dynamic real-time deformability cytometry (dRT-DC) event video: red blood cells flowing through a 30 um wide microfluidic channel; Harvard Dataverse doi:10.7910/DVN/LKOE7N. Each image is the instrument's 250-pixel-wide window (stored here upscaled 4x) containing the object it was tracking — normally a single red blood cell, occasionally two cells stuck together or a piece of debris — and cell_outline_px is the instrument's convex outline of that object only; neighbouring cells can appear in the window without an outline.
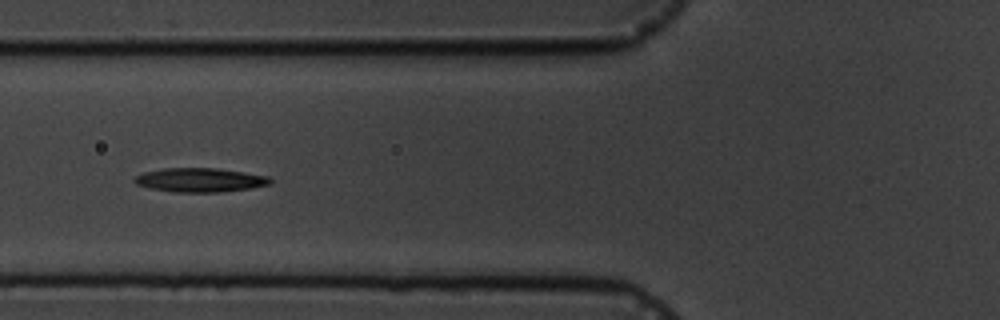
{"species": "common noctule bat (a hibernating species)", "species_latin": "Nyctalus noctula", "temperature_condition": "cold", "stored_images_in_passage": 14, "camera_frame_rate_fps": 3000, "um_per_image_px": 0.085, "animal": {"sex": "male", "body_mass_g": 19.5, "forearm_length_mm": 54.6}, "frame": {"image": 1, "passage_image": 5, "time_ms": 4.667, "image_size_px": [1000, 320], "cell_outline_px": [[272, 184], [248, 188], [220, 192], [172, 192], [152, 188], [136, 184], [132, 180], [136, 176], [144, 172], [164, 168], [216, 168], [244, 172], [268, 176], [272, 180]], "centroid_in_image_um": [17.0, 15.3], "position_along_channel_um": 108.8, "area_um2": 18.9}}
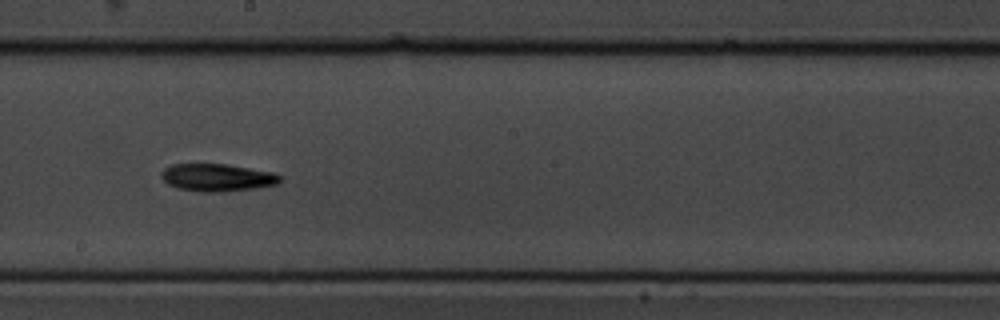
{"frame": {"image": 2, "passage_image": 8, "time_ms": 8.0, "image_size_px": [1000, 320], "cell_outline_px": [[284, 176], [276, 184], [256, 188], [220, 192], [200, 192], [176, 188], [168, 184], [160, 176], [160, 172], [164, 168], [172, 164], [228, 164], [272, 172]], "centroid_in_image_um": [18.44, 15.09], "position_along_channel_um": 229.8, "area_um2": 19.19}}
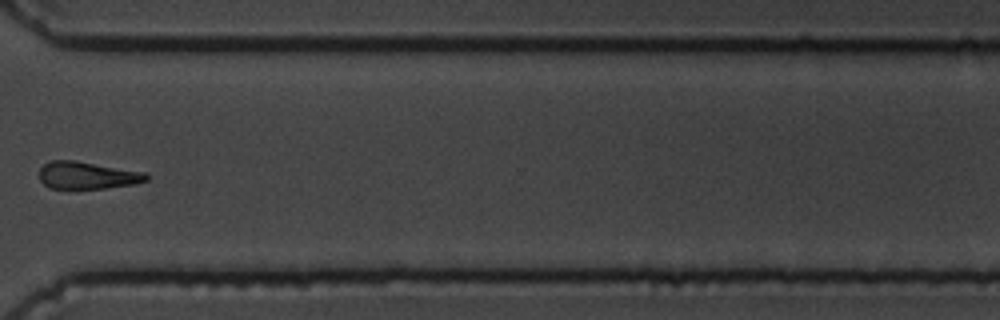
{"frame": {"image": 3, "passage_image": 11, "time_ms": 11.667, "image_size_px": [1000, 320], "cell_outline_px": [[148, 180], [136, 184], [104, 188], [52, 188], [44, 184], [40, 180], [40, 168], [44, 164], [52, 160], [76, 160], [148, 172]], "centroid_in_image_um": [7.47, 14.89], "position_along_channel_um": 363.1, "area_um2": 17.17}}